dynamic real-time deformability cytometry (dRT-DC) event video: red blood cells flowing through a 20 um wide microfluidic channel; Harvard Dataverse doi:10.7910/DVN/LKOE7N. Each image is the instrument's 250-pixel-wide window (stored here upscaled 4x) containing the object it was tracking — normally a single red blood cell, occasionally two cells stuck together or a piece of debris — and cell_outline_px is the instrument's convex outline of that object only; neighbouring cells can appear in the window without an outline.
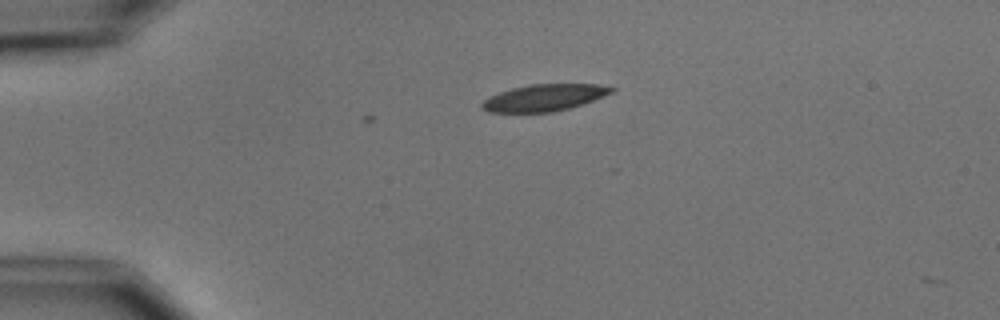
{"species": "common noctule bat (a hibernating species)", "species_latin": "Nyctalus noctula", "temperature_condition": "cold", "stored_images_in_passage": 2, "camera_frame_rate_fps": 3000, "um_per_image_px": 0.085, "animal": {"sex": "male", "body_mass_g": 15.6}, "frame": {"image": 1, "passage_image": 1, "time_ms": 0.0, "image_size_px": [1000, 320], "cell_outline_px": [[616, 88], [612, 92], [592, 100], [568, 108], [552, 112], [488, 112], [480, 108], [480, 104], [488, 96], [512, 88], [528, 84], [596, 84]], "centroid_in_image_um": [46.18, 8.3], "position_along_channel_um": 38.8, "area_um2": 20.0}}